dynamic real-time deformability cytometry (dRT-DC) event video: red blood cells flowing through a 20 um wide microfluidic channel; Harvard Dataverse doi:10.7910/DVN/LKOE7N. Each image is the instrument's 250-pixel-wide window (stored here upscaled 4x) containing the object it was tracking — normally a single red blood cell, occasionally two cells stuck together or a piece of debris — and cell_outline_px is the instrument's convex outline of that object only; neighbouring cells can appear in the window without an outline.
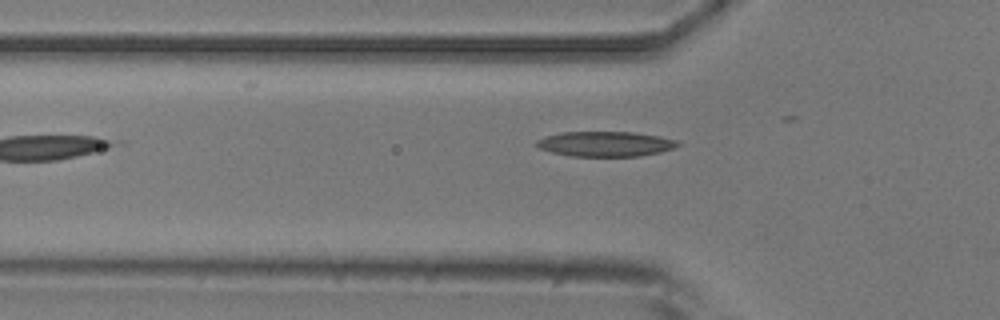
{"species": "common noctule bat (a hibernating species)", "species_latin": "Nyctalus noctula", "temperature_condition": "room temperature", "stored_images_in_passage": 7, "camera_frame_rate_fps": 3000, "um_per_image_px": 0.085, "animal": {"sex": "male", "body_mass_g": 20.5, "forearm_length_mm": 52.5}, "frame": {"image": 1, "passage_image": 5, "time_ms": 4.667, "image_size_px": [1000, 320], "cell_outline_px": [[680, 144], [672, 148], [660, 152], [640, 156], [572, 156], [552, 152], [540, 148], [536, 144], [536, 140], [548, 136], [564, 132], [632, 132], [660, 136], [680, 140]], "centroid_in_image_um": [51.51, 12.23], "position_along_channel_um": 74.3, "area_um2": 20.46}}
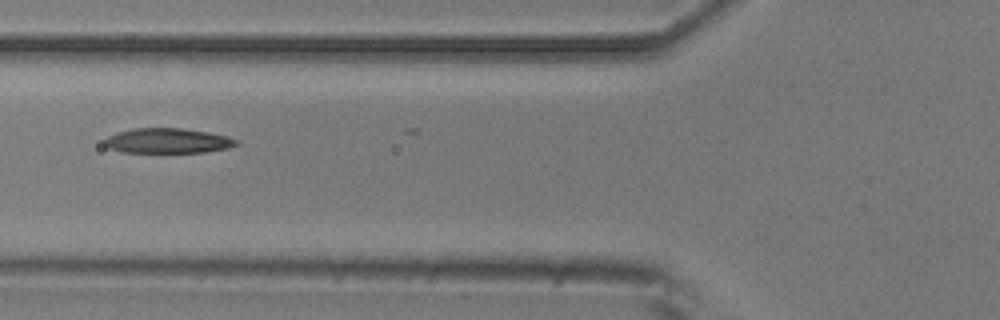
{"frame": {"image": 2, "passage_image": 6, "time_ms": 5.667, "image_size_px": [1000, 320], "cell_outline_px": [[240, 144], [228, 148], [204, 152], [124, 152], [108, 148], [104, 144], [104, 140], [108, 136], [132, 128], [180, 128], [208, 132], [228, 136], [236, 140]], "centroid_in_image_um": [14.27, 11.96], "position_along_channel_um": 111.5, "area_um2": 19.07}}